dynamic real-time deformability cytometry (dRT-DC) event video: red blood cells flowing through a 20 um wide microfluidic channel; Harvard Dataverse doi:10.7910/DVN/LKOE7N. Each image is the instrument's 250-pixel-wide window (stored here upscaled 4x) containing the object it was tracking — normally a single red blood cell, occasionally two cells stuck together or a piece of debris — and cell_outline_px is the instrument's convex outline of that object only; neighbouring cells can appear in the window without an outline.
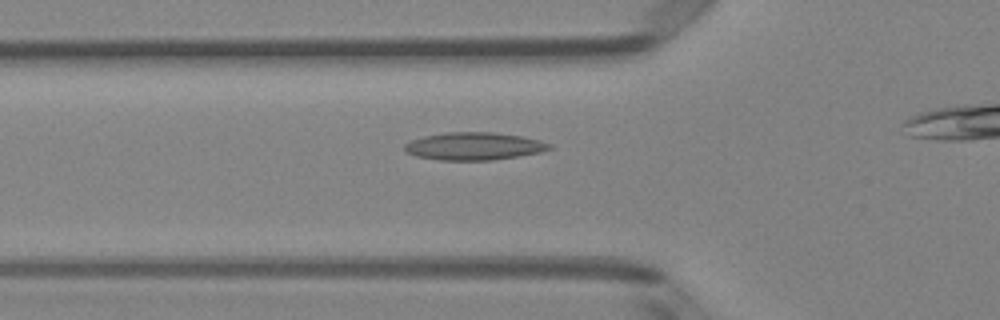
{"species": "Egyptian fruit bat (a non-hibernating species)", "species_latin": "Rousettus aegyptiacus", "temperature_condition": "room temperature", "stored_images_in_passage": 29, "camera_frame_rate_fps": 3000, "um_per_image_px": 0.085, "animal": {"sex": "female"}, "frame": {"image": 1, "passage_image": 3, "time_ms": 0.667, "image_size_px": [1000, 320], "cell_outline_px": [[552, 148], [540, 152], [492, 160], [440, 160], [416, 156], [404, 152], [404, 144], [412, 140], [424, 136], [448, 132], [492, 132], [520, 136], [540, 140], [552, 144]], "centroid_in_image_um": [40.27, 12.42], "position_along_channel_um": 85.5, "area_um2": 23.24}}
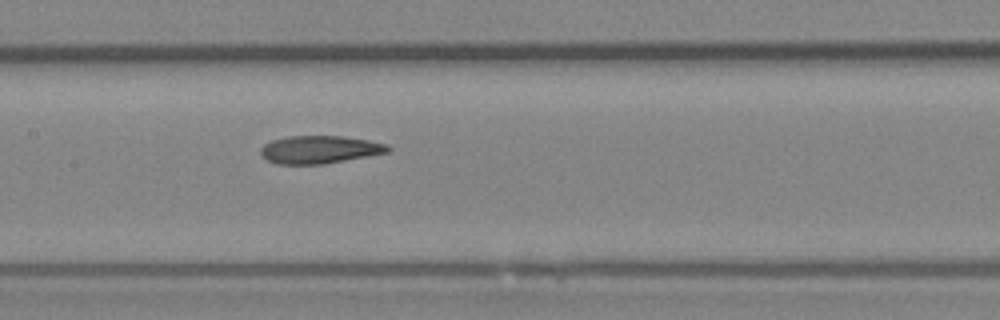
{"frame": {"image": 2, "passage_image": 10, "time_ms": 3.0, "image_size_px": [1000, 320], "cell_outline_px": [[392, 148], [388, 152], [368, 156], [324, 164], [276, 164], [268, 160], [260, 152], [260, 148], [264, 144], [272, 140], [288, 136], [344, 136], [368, 140], [388, 144]], "centroid_in_image_um": [27.18, 12.71], "position_along_channel_um": 180.2, "area_um2": 20.63}}
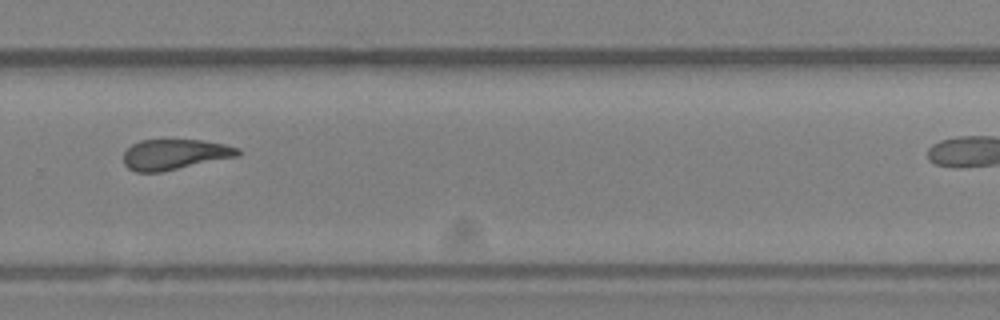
{"frame": {"image": 3, "passage_image": 20, "time_ms": 6.333, "image_size_px": [1000, 320], "cell_outline_px": [[240, 156], [160, 172], [136, 172], [128, 168], [124, 164], [124, 152], [132, 144], [140, 140], [204, 140], [224, 144], [240, 148]], "centroid_in_image_um": [14.87, 13.12], "position_along_channel_um": 314.9, "area_um2": 20.35}}